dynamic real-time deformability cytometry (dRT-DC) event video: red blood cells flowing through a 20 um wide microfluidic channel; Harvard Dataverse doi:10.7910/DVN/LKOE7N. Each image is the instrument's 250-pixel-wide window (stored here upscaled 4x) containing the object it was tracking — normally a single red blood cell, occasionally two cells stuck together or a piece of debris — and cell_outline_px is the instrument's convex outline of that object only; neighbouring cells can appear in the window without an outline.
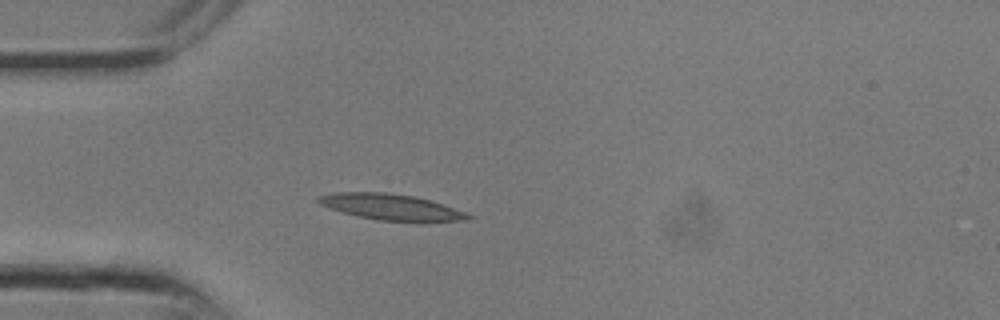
{"species": "common noctule bat (a hibernating species)", "species_latin": "Nyctalus noctula", "temperature_condition": "room temperature", "stored_images_in_passage": 13, "camera_frame_rate_fps": 3000, "um_per_image_px": 0.085, "animal": {"sex": "male", "body_mass_g": 13.3}, "frame": {"image": 1, "passage_image": 6, "time_ms": 1.667, "image_size_px": [1000, 320], "cell_outline_px": [[472, 220], [424, 224], [420, 224], [380, 220], [356, 216], [320, 204], [316, 200], [316, 196], [336, 192], [388, 192], [412, 196], [428, 200], [464, 212], [472, 216]], "centroid_in_image_um": [33.32, 17.64], "position_along_channel_um": 51.7, "area_um2": 23.24}}
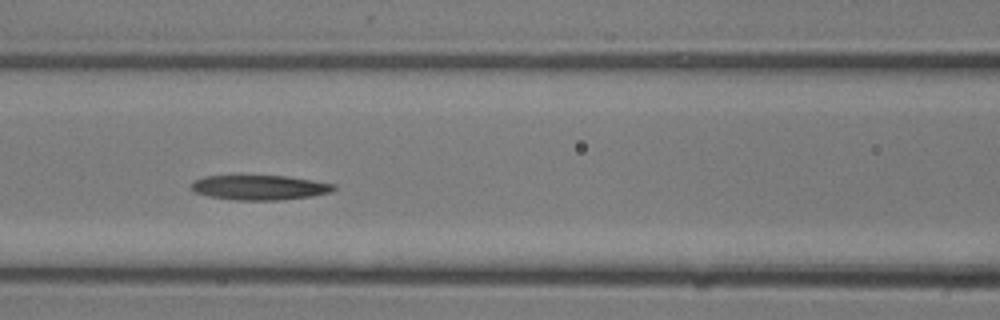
{"frame": {"image": 2, "passage_image": 10, "time_ms": 3.0, "image_size_px": [1000, 320], "cell_outline_px": [[336, 188], [332, 192], [312, 196], [280, 200], [232, 200], [208, 196], [196, 192], [192, 188], [192, 180], [204, 176], [288, 176], [336, 184]], "centroid_in_image_um": [22.09, 15.94], "position_along_channel_um": 144.5, "area_um2": 20.63}}
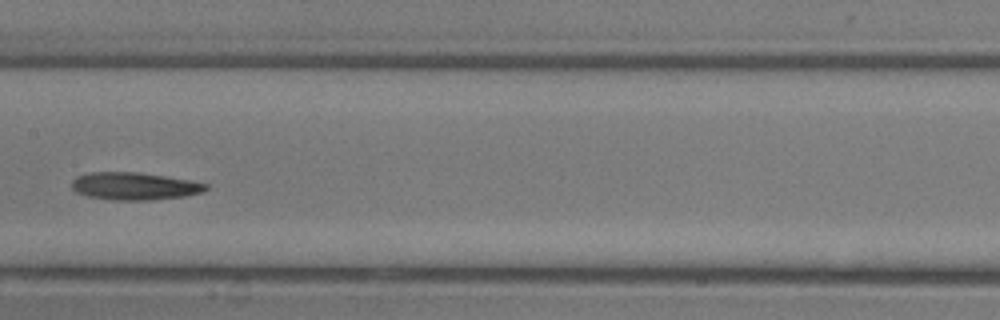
{"frame": {"image": 3, "passage_image": 12, "time_ms": 3.667, "image_size_px": [1000, 320], "cell_outline_px": [[208, 188], [204, 192], [184, 196], [152, 200], [112, 200], [88, 196], [76, 192], [72, 188], [72, 180], [76, 176], [88, 172], [140, 172], [192, 180], [208, 184]], "centroid_in_image_um": [11.44, 15.81], "position_along_channel_um": 196.0, "area_um2": 21.73}}